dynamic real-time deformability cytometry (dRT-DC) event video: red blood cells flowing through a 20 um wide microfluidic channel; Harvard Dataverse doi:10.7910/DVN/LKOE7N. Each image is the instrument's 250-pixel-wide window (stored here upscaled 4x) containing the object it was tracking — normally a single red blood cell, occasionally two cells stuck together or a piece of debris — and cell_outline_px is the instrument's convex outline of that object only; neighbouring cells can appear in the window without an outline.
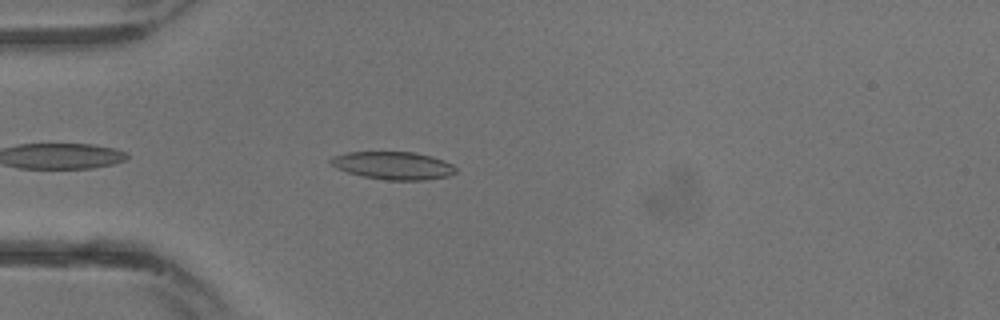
{"species": "common noctule bat (a hibernating species)", "species_latin": "Nyctalus noctula", "temperature_condition": "warm", "stored_images_in_passage": 17, "camera_frame_rate_fps": 3000, "um_per_image_px": 0.085, "animal": {"sex": "male", "body_mass_g": 13.3}, "frame": {"image": 1, "passage_image": 9, "time_ms": 2.667, "image_size_px": [1000, 320], "cell_outline_px": [[456, 172], [448, 176], [428, 180], [388, 180], [364, 176], [348, 172], [336, 168], [328, 164], [328, 160], [332, 156], [348, 152], [416, 152], [432, 156], [444, 160], [452, 164], [456, 168]], "centroid_in_image_um": [33.42, 14.06], "position_along_channel_um": 51.6, "area_um2": 20.4}}
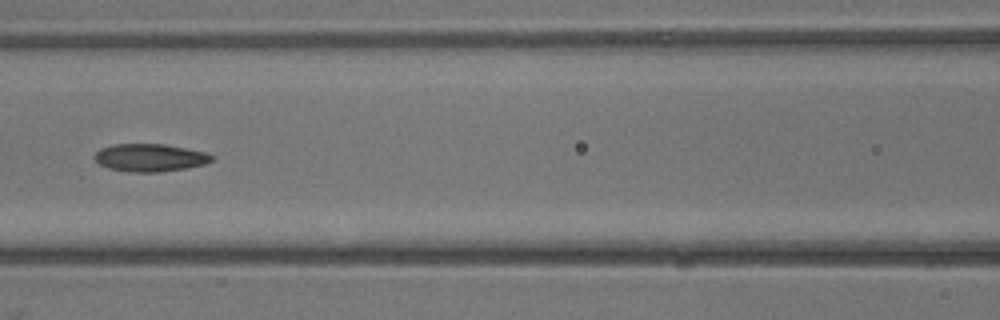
{"frame": {"image": 2, "passage_image": 14, "time_ms": 4.333, "image_size_px": [1000, 320], "cell_outline_px": [[216, 160], [204, 164], [188, 168], [160, 172], [128, 172], [108, 168], [100, 164], [92, 156], [100, 148], [112, 144], [164, 144], [208, 152], [216, 156]], "centroid_in_image_um": [12.79, 13.4], "position_along_channel_um": 153.8, "area_um2": 19.31}}
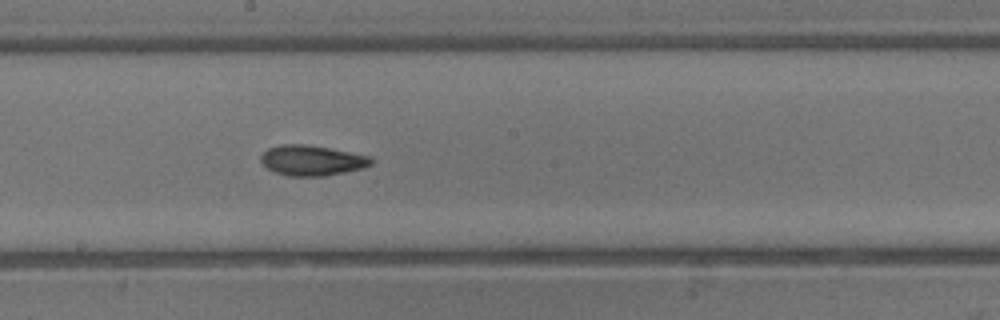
{"frame": {"image": 3, "passage_image": 17, "time_ms": 5.333, "image_size_px": [1000, 320], "cell_outline_px": [[372, 164], [360, 168], [344, 172], [324, 176], [288, 176], [276, 172], [268, 168], [260, 160], [260, 156], [268, 148], [280, 144], [308, 144], [372, 156]], "centroid_in_image_um": [26.5, 13.62], "position_along_channel_um": 221.7, "area_um2": 19.42}}